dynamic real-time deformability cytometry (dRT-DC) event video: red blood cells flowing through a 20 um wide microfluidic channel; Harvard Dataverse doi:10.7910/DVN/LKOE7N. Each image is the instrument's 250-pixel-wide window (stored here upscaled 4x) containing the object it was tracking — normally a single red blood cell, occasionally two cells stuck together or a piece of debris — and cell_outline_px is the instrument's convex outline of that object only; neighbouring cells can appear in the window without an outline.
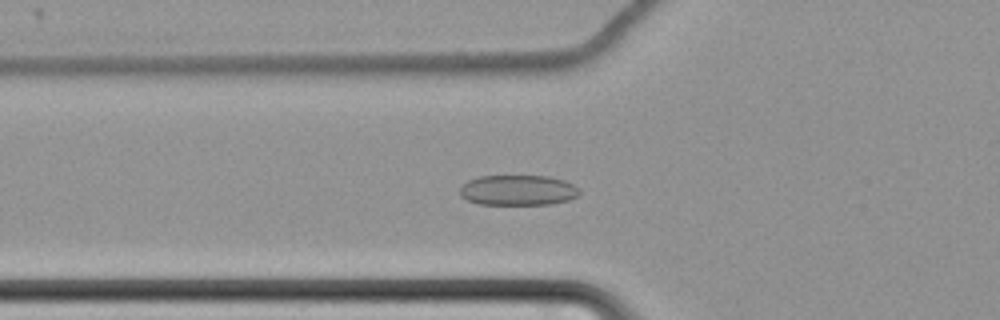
{"species": "common noctule bat (a hibernating species)", "species_latin": "Nyctalus noctula", "temperature_condition": "cold", "stored_images_in_passage": 61, "camera_frame_rate_fps": 3000, "um_per_image_px": 0.085, "animal": {"sex": "female", "body_mass_g": 22.7, "forearm_length_mm": 54.2}, "frame": {"image": 1, "passage_image": 23, "time_ms": 7.333, "image_size_px": [1000, 320], "cell_outline_px": [[580, 196], [568, 200], [552, 204], [480, 204], [468, 200], [460, 196], [460, 188], [468, 180], [480, 176], [548, 176], [564, 180], [580, 188]], "centroid_in_image_um": [44.06, 16.17], "position_along_channel_um": 81.7, "area_um2": 21.21}}
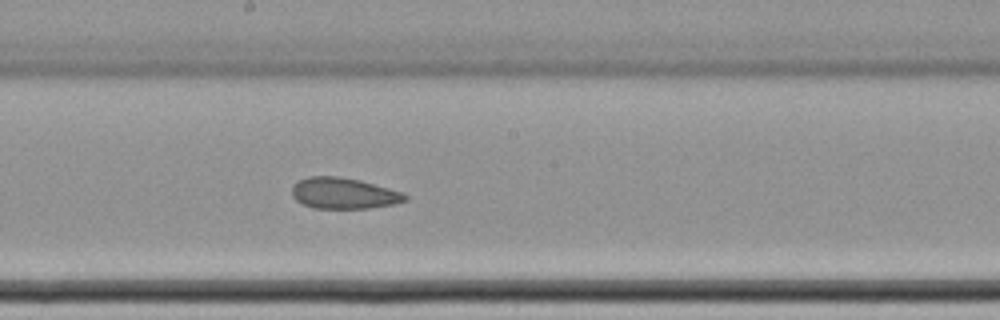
{"frame": {"image": 2, "passage_image": 35, "time_ms": 11.333, "image_size_px": [1000, 320], "cell_outline_px": [[408, 200], [392, 204], [368, 208], [312, 208], [296, 200], [292, 196], [292, 184], [308, 176], [340, 176], [360, 180], [404, 192], [408, 196]], "centroid_in_image_um": [29.21, 16.42], "position_along_channel_um": 219.0, "area_um2": 20.58}}
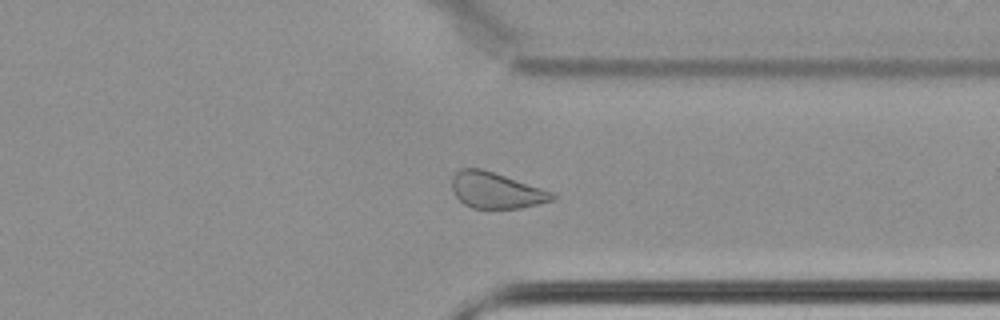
{"frame": {"image": 3, "passage_image": 48, "time_ms": 15.667, "image_size_px": [1000, 320], "cell_outline_px": [[560, 196], [556, 200], [520, 208], [472, 208], [464, 204], [456, 196], [452, 188], [452, 176], [460, 168], [480, 168], [556, 192]], "centroid_in_image_um": [42.23, 16.18], "position_along_channel_um": 369.2, "area_um2": 21.27}, "authors_computed_cell_mechanics": {"area_um2": 22.7154, "velocity_mm_per_s": 3.4492, "shape_relaxation_time_tau1_ms": null, "shape_relaxation_time_tau2_ms": 3.031, "deformation_change_tau1": null, "deformation_change_tau2": 0.0923}}